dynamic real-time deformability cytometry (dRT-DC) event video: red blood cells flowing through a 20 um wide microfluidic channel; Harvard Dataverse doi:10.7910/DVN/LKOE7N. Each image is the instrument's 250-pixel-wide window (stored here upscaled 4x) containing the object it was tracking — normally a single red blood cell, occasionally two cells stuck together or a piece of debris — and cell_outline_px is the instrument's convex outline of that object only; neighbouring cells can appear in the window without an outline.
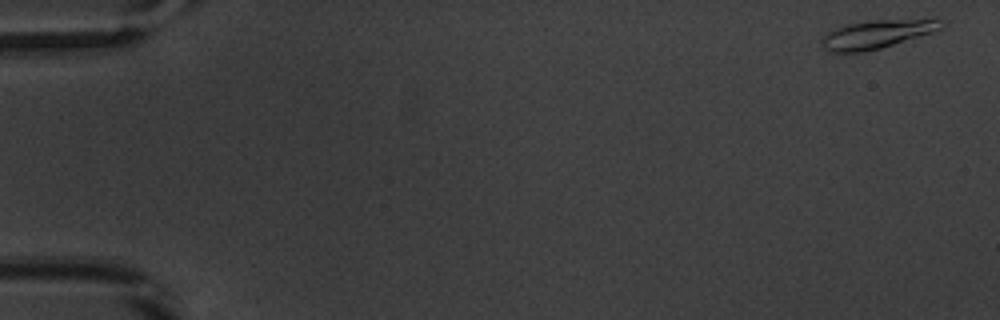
{"species": "common noctule bat (a hibernating species)", "species_latin": "Nyctalus noctula", "temperature_condition": "warm", "stored_images_in_passage": 9, "camera_frame_rate_fps": 3000, "um_per_image_px": 0.085, "animal": {"sex": "male", "body_mass_g": 20.1, "forearm_length_mm": 53.5}, "frame": {"image": 1, "passage_image": 1, "time_ms": 0.0, "image_size_px": [1000, 320], "cell_outline_px": [[948, 24], [944, 28], [932, 32], [880, 48], [864, 52], [828, 52], [820, 44], [820, 40], [832, 28], [848, 24], [868, 20], [936, 16], [944, 20]], "centroid_in_image_um": [74.66, 2.84], "position_along_channel_um": 10.3, "area_um2": 20.81}}